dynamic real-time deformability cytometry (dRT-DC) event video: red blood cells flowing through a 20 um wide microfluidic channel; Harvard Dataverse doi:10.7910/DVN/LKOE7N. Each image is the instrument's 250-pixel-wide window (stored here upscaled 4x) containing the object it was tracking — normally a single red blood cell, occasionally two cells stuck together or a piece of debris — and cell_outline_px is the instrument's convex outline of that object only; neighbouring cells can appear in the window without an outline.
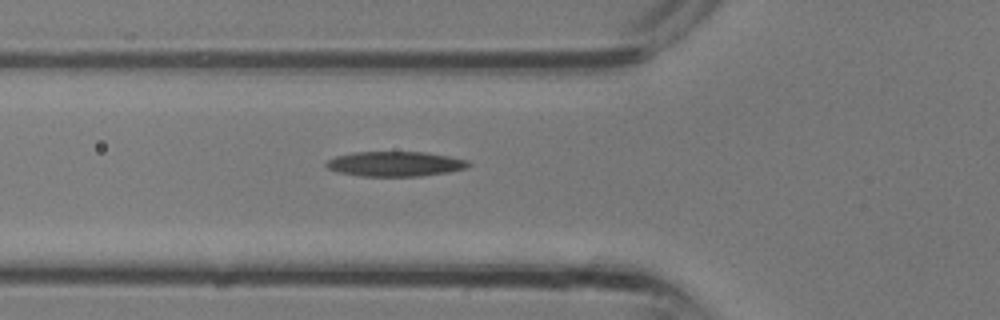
{"species": "common noctule bat (a hibernating species)", "species_latin": "Nyctalus noctula", "temperature_condition": "room temperature", "stored_images_in_passage": 10, "camera_frame_rate_fps": 3000, "um_per_image_px": 0.085, "animal": {"sex": "male", "body_mass_g": 13.3}, "frame": {"image": 1, "passage_image": 2, "time_ms": 0.333, "image_size_px": [1000, 320], "cell_outline_px": [[472, 164], [468, 168], [448, 172], [420, 176], [360, 176], [336, 172], [328, 168], [324, 164], [328, 160], [336, 156], [352, 152], [424, 152], [448, 156], [468, 160]], "centroid_in_image_um": [33.59, 13.93], "position_along_channel_um": 92.2, "area_um2": 20.75}}
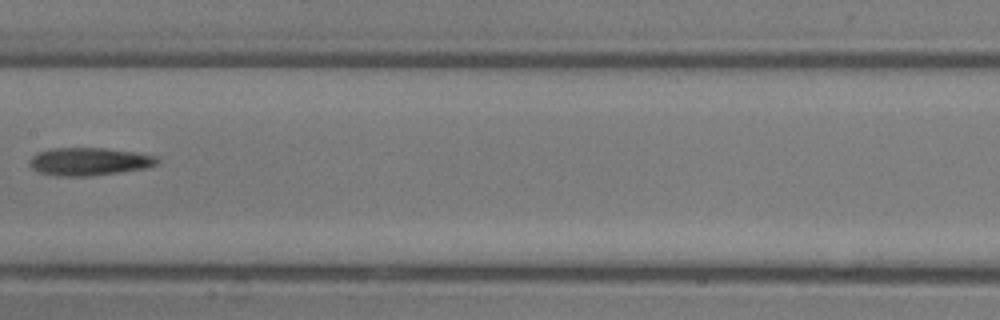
{"frame": {"image": 2, "passage_image": 7, "time_ms": 2.0, "image_size_px": [1000, 320], "cell_outline_px": [[160, 160], [156, 164], [144, 168], [120, 172], [88, 176], [56, 176], [40, 172], [32, 168], [28, 164], [28, 160], [36, 152], [52, 148], [104, 148], [136, 152], [156, 156]], "centroid_in_image_um": [7.54, 13.72], "position_along_channel_um": 199.9, "area_um2": 20.75}}
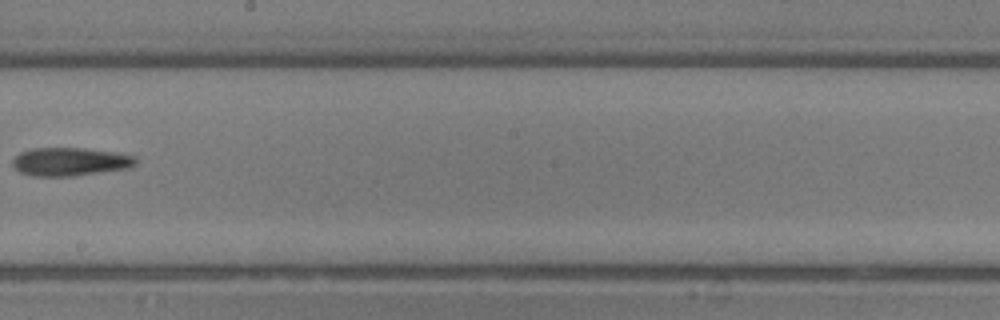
{"frame": {"image": 3, "passage_image": 9, "time_ms": 2.667, "image_size_px": [1000, 320], "cell_outline_px": [[136, 164], [128, 168], [72, 176], [32, 176], [20, 172], [12, 168], [12, 160], [20, 152], [32, 148], [84, 148], [116, 152], [136, 156]], "centroid_in_image_um": [5.93, 13.74], "position_along_channel_um": 242.3, "area_um2": 20.4}}